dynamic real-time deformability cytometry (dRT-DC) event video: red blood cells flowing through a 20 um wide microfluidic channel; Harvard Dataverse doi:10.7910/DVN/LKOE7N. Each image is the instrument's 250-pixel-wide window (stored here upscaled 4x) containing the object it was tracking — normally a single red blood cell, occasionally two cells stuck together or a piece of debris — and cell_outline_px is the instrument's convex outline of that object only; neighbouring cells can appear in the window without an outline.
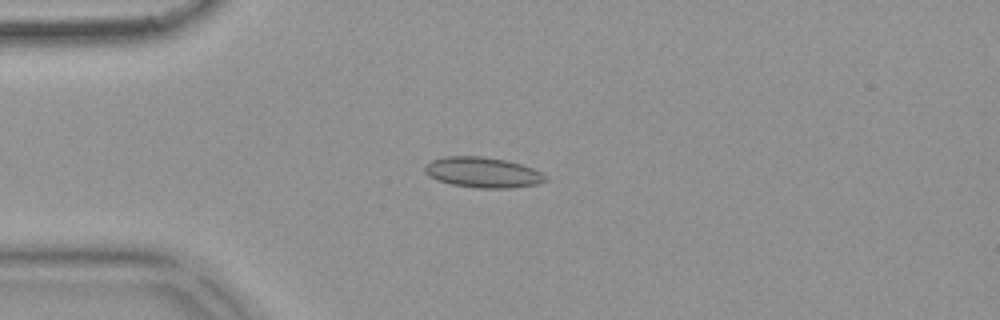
{"species": "common noctule bat (a hibernating species)", "species_latin": "Nyctalus noctula", "temperature_condition": "warm", "stored_images_in_passage": 53, "camera_frame_rate_fps": 3000, "um_per_image_px": 0.085, "animal": {"sex": "female", "body_mass_g": 18.4}, "frame": {"image": 1, "passage_image": 14, "time_ms": 4.333, "image_size_px": [1000, 320], "cell_outline_px": [[548, 180], [540, 184], [516, 188], [476, 188], [452, 184], [436, 180], [424, 172], [424, 164], [432, 160], [444, 156], [480, 156], [504, 160], [520, 164], [532, 168], [548, 176]], "centroid_in_image_um": [41.04, 14.66], "position_along_channel_um": 44.0, "area_um2": 21.62}}
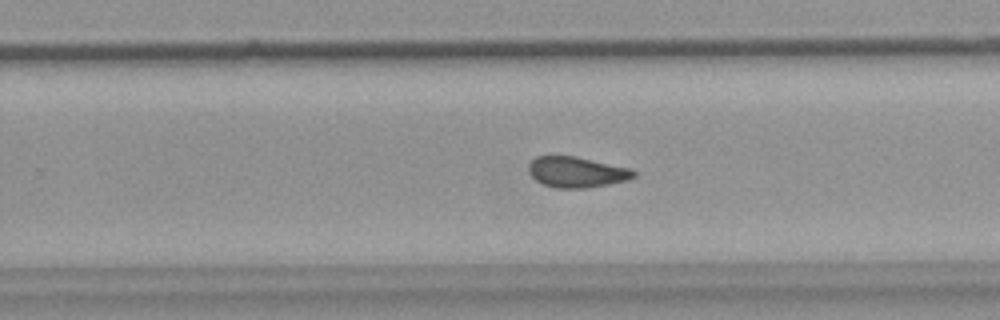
{"frame": {"image": 2, "passage_image": 34, "time_ms": 11.0, "image_size_px": [1000, 320], "cell_outline_px": [[636, 176], [628, 180], [608, 184], [584, 188], [556, 188], [544, 184], [536, 180], [528, 172], [528, 164], [536, 156], [572, 156], [632, 168], [636, 172]], "centroid_in_image_um": [49.02, 14.63], "position_along_channel_um": 280.8, "area_um2": 18.73}}
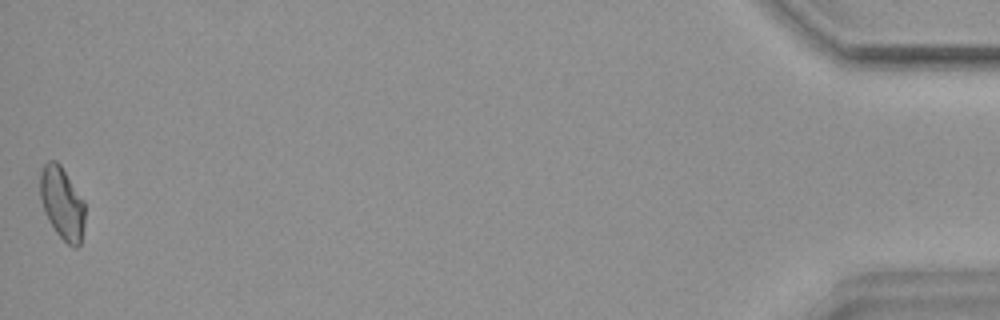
{"frame": {"image": 3, "passage_image": 53, "time_ms": 17.333, "image_size_px": [1000, 320], "cell_outline_px": [[84, 224], [80, 244], [76, 248], [72, 248], [56, 232], [48, 220], [44, 212], [40, 200], [40, 172], [44, 164], [48, 160], [56, 160], [60, 164], [84, 200]], "centroid_in_image_um": [5.27, 17.26], "position_along_channel_um": 429.9, "area_um2": 19.02}, "authors_computed_cell_mechanics": {"area_um2": 19.2474, "velocity_mm_per_s": 3.86, "shape_relaxation_time_tau1_ms": null, "shape_relaxation_time_tau2_ms": 1.955, "deformation_change_tau1": null, "deformation_change_tau2": 0.0803}}